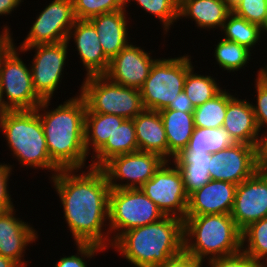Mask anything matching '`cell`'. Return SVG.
<instances>
[{
	"label": "cell",
	"mask_w": 267,
	"mask_h": 267,
	"mask_svg": "<svg viewBox=\"0 0 267 267\" xmlns=\"http://www.w3.org/2000/svg\"><path fill=\"white\" fill-rule=\"evenodd\" d=\"M220 31L224 34L223 39L245 46L251 52L255 46L260 45L259 43L262 45L261 38H263L264 29L257 24L248 22L232 11L227 16Z\"/></svg>",
	"instance_id": "27"
},
{
	"label": "cell",
	"mask_w": 267,
	"mask_h": 267,
	"mask_svg": "<svg viewBox=\"0 0 267 267\" xmlns=\"http://www.w3.org/2000/svg\"><path fill=\"white\" fill-rule=\"evenodd\" d=\"M81 83L78 91L85 100L86 113L133 119L145 109L139 89L115 84L104 75L83 78Z\"/></svg>",
	"instance_id": "6"
},
{
	"label": "cell",
	"mask_w": 267,
	"mask_h": 267,
	"mask_svg": "<svg viewBox=\"0 0 267 267\" xmlns=\"http://www.w3.org/2000/svg\"><path fill=\"white\" fill-rule=\"evenodd\" d=\"M23 2L24 0H0V16L11 15Z\"/></svg>",
	"instance_id": "46"
},
{
	"label": "cell",
	"mask_w": 267,
	"mask_h": 267,
	"mask_svg": "<svg viewBox=\"0 0 267 267\" xmlns=\"http://www.w3.org/2000/svg\"><path fill=\"white\" fill-rule=\"evenodd\" d=\"M224 1L231 10L240 2V0H224Z\"/></svg>",
	"instance_id": "50"
},
{
	"label": "cell",
	"mask_w": 267,
	"mask_h": 267,
	"mask_svg": "<svg viewBox=\"0 0 267 267\" xmlns=\"http://www.w3.org/2000/svg\"><path fill=\"white\" fill-rule=\"evenodd\" d=\"M217 41L213 55L215 63L227 73H235L240 69L245 70L247 64L249 65V61L252 62V59H254L251 57L253 56L252 53L254 54L255 52H251L245 46L223 38Z\"/></svg>",
	"instance_id": "29"
},
{
	"label": "cell",
	"mask_w": 267,
	"mask_h": 267,
	"mask_svg": "<svg viewBox=\"0 0 267 267\" xmlns=\"http://www.w3.org/2000/svg\"><path fill=\"white\" fill-rule=\"evenodd\" d=\"M155 267H201V263L183 250Z\"/></svg>",
	"instance_id": "42"
},
{
	"label": "cell",
	"mask_w": 267,
	"mask_h": 267,
	"mask_svg": "<svg viewBox=\"0 0 267 267\" xmlns=\"http://www.w3.org/2000/svg\"><path fill=\"white\" fill-rule=\"evenodd\" d=\"M159 113L167 136L168 161H172L174 156L188 146L195 128L194 115L171 109H163Z\"/></svg>",
	"instance_id": "24"
},
{
	"label": "cell",
	"mask_w": 267,
	"mask_h": 267,
	"mask_svg": "<svg viewBox=\"0 0 267 267\" xmlns=\"http://www.w3.org/2000/svg\"><path fill=\"white\" fill-rule=\"evenodd\" d=\"M111 248L131 267H155L184 250V220L165 216L155 223L129 229Z\"/></svg>",
	"instance_id": "3"
},
{
	"label": "cell",
	"mask_w": 267,
	"mask_h": 267,
	"mask_svg": "<svg viewBox=\"0 0 267 267\" xmlns=\"http://www.w3.org/2000/svg\"><path fill=\"white\" fill-rule=\"evenodd\" d=\"M254 82L255 92L257 94L254 95V98H256L257 101H255L256 104L251 102V105L255 114L258 129L260 133H262L267 130V80L256 77Z\"/></svg>",
	"instance_id": "38"
},
{
	"label": "cell",
	"mask_w": 267,
	"mask_h": 267,
	"mask_svg": "<svg viewBox=\"0 0 267 267\" xmlns=\"http://www.w3.org/2000/svg\"><path fill=\"white\" fill-rule=\"evenodd\" d=\"M71 40L86 71L85 78L105 75L110 59L104 54L94 25L89 20L76 19L66 41L70 43Z\"/></svg>",
	"instance_id": "18"
},
{
	"label": "cell",
	"mask_w": 267,
	"mask_h": 267,
	"mask_svg": "<svg viewBox=\"0 0 267 267\" xmlns=\"http://www.w3.org/2000/svg\"><path fill=\"white\" fill-rule=\"evenodd\" d=\"M69 43L63 41L54 44H39L21 49L23 54L34 50L35 54L29 63L33 87L42 100H52L54 93L62 83L64 69L68 64ZM65 67V68H64Z\"/></svg>",
	"instance_id": "10"
},
{
	"label": "cell",
	"mask_w": 267,
	"mask_h": 267,
	"mask_svg": "<svg viewBox=\"0 0 267 267\" xmlns=\"http://www.w3.org/2000/svg\"><path fill=\"white\" fill-rule=\"evenodd\" d=\"M13 169V165L0 162V212L11 210L15 207L8 185Z\"/></svg>",
	"instance_id": "40"
},
{
	"label": "cell",
	"mask_w": 267,
	"mask_h": 267,
	"mask_svg": "<svg viewBox=\"0 0 267 267\" xmlns=\"http://www.w3.org/2000/svg\"><path fill=\"white\" fill-rule=\"evenodd\" d=\"M49 180L74 243L97 244L108 250L110 185L104 171L94 167L60 170Z\"/></svg>",
	"instance_id": "1"
},
{
	"label": "cell",
	"mask_w": 267,
	"mask_h": 267,
	"mask_svg": "<svg viewBox=\"0 0 267 267\" xmlns=\"http://www.w3.org/2000/svg\"><path fill=\"white\" fill-rule=\"evenodd\" d=\"M51 100H43L35 109L39 114L51 161L60 170L84 169L88 156L85 149V113L87 106L77 92L63 104L49 108Z\"/></svg>",
	"instance_id": "2"
},
{
	"label": "cell",
	"mask_w": 267,
	"mask_h": 267,
	"mask_svg": "<svg viewBox=\"0 0 267 267\" xmlns=\"http://www.w3.org/2000/svg\"><path fill=\"white\" fill-rule=\"evenodd\" d=\"M127 12L125 8L89 19L97 31L104 54L110 60L131 42L129 34L131 25L128 24L131 17H127L129 14Z\"/></svg>",
	"instance_id": "20"
},
{
	"label": "cell",
	"mask_w": 267,
	"mask_h": 267,
	"mask_svg": "<svg viewBox=\"0 0 267 267\" xmlns=\"http://www.w3.org/2000/svg\"><path fill=\"white\" fill-rule=\"evenodd\" d=\"M164 217V213L140 188L110 189L108 223L110 248L123 232L155 223Z\"/></svg>",
	"instance_id": "8"
},
{
	"label": "cell",
	"mask_w": 267,
	"mask_h": 267,
	"mask_svg": "<svg viewBox=\"0 0 267 267\" xmlns=\"http://www.w3.org/2000/svg\"><path fill=\"white\" fill-rule=\"evenodd\" d=\"M205 262L208 264L204 265ZM260 267V265L244 251L235 254L216 257L201 263V267Z\"/></svg>",
	"instance_id": "39"
},
{
	"label": "cell",
	"mask_w": 267,
	"mask_h": 267,
	"mask_svg": "<svg viewBox=\"0 0 267 267\" xmlns=\"http://www.w3.org/2000/svg\"><path fill=\"white\" fill-rule=\"evenodd\" d=\"M165 161L158 154L138 150L111 158L101 169L110 189H135L150 180Z\"/></svg>",
	"instance_id": "12"
},
{
	"label": "cell",
	"mask_w": 267,
	"mask_h": 267,
	"mask_svg": "<svg viewBox=\"0 0 267 267\" xmlns=\"http://www.w3.org/2000/svg\"><path fill=\"white\" fill-rule=\"evenodd\" d=\"M0 31V62L3 57L15 46L14 37H12L13 32L11 33V28L4 25Z\"/></svg>",
	"instance_id": "43"
},
{
	"label": "cell",
	"mask_w": 267,
	"mask_h": 267,
	"mask_svg": "<svg viewBox=\"0 0 267 267\" xmlns=\"http://www.w3.org/2000/svg\"><path fill=\"white\" fill-rule=\"evenodd\" d=\"M139 151L155 153L168 161V143L158 111L144 109L133 118Z\"/></svg>",
	"instance_id": "22"
},
{
	"label": "cell",
	"mask_w": 267,
	"mask_h": 267,
	"mask_svg": "<svg viewBox=\"0 0 267 267\" xmlns=\"http://www.w3.org/2000/svg\"><path fill=\"white\" fill-rule=\"evenodd\" d=\"M126 8L136 4L139 8H142L145 13H149L159 19L158 22H161L163 28V35H168L167 33L170 30L174 23H177L178 19V7L179 0H125ZM132 1V3H131ZM136 2V3H135ZM131 4V5H130Z\"/></svg>",
	"instance_id": "33"
},
{
	"label": "cell",
	"mask_w": 267,
	"mask_h": 267,
	"mask_svg": "<svg viewBox=\"0 0 267 267\" xmlns=\"http://www.w3.org/2000/svg\"><path fill=\"white\" fill-rule=\"evenodd\" d=\"M140 189L165 216L185 219L189 195L186 193L182 174L173 162L165 161Z\"/></svg>",
	"instance_id": "11"
},
{
	"label": "cell",
	"mask_w": 267,
	"mask_h": 267,
	"mask_svg": "<svg viewBox=\"0 0 267 267\" xmlns=\"http://www.w3.org/2000/svg\"><path fill=\"white\" fill-rule=\"evenodd\" d=\"M16 207L0 212V254L16 262L20 267H27L25 253L30 244L38 241V232L31 223L16 215Z\"/></svg>",
	"instance_id": "17"
},
{
	"label": "cell",
	"mask_w": 267,
	"mask_h": 267,
	"mask_svg": "<svg viewBox=\"0 0 267 267\" xmlns=\"http://www.w3.org/2000/svg\"><path fill=\"white\" fill-rule=\"evenodd\" d=\"M124 120L125 118L113 114L85 113L84 133L87 155L92 157Z\"/></svg>",
	"instance_id": "26"
},
{
	"label": "cell",
	"mask_w": 267,
	"mask_h": 267,
	"mask_svg": "<svg viewBox=\"0 0 267 267\" xmlns=\"http://www.w3.org/2000/svg\"><path fill=\"white\" fill-rule=\"evenodd\" d=\"M0 132L18 164L26 169L47 170L52 178L60 169L51 161L39 114L36 110L10 111Z\"/></svg>",
	"instance_id": "5"
},
{
	"label": "cell",
	"mask_w": 267,
	"mask_h": 267,
	"mask_svg": "<svg viewBox=\"0 0 267 267\" xmlns=\"http://www.w3.org/2000/svg\"><path fill=\"white\" fill-rule=\"evenodd\" d=\"M180 170L186 193L190 195L202 188L210 179L208 168L194 167L191 164H175Z\"/></svg>",
	"instance_id": "37"
},
{
	"label": "cell",
	"mask_w": 267,
	"mask_h": 267,
	"mask_svg": "<svg viewBox=\"0 0 267 267\" xmlns=\"http://www.w3.org/2000/svg\"><path fill=\"white\" fill-rule=\"evenodd\" d=\"M231 11L224 0H179L178 19H191L201 30L219 31Z\"/></svg>",
	"instance_id": "23"
},
{
	"label": "cell",
	"mask_w": 267,
	"mask_h": 267,
	"mask_svg": "<svg viewBox=\"0 0 267 267\" xmlns=\"http://www.w3.org/2000/svg\"><path fill=\"white\" fill-rule=\"evenodd\" d=\"M222 127L235 143L258 147L261 133L249 99H239L237 95L228 102Z\"/></svg>",
	"instance_id": "21"
},
{
	"label": "cell",
	"mask_w": 267,
	"mask_h": 267,
	"mask_svg": "<svg viewBox=\"0 0 267 267\" xmlns=\"http://www.w3.org/2000/svg\"><path fill=\"white\" fill-rule=\"evenodd\" d=\"M257 152L260 168L267 169V130L261 133Z\"/></svg>",
	"instance_id": "45"
},
{
	"label": "cell",
	"mask_w": 267,
	"mask_h": 267,
	"mask_svg": "<svg viewBox=\"0 0 267 267\" xmlns=\"http://www.w3.org/2000/svg\"><path fill=\"white\" fill-rule=\"evenodd\" d=\"M75 20L72 0H53L36 15L27 36L17 48L66 41Z\"/></svg>",
	"instance_id": "13"
},
{
	"label": "cell",
	"mask_w": 267,
	"mask_h": 267,
	"mask_svg": "<svg viewBox=\"0 0 267 267\" xmlns=\"http://www.w3.org/2000/svg\"><path fill=\"white\" fill-rule=\"evenodd\" d=\"M241 230L231 214L186 216L184 250L200 263L242 250Z\"/></svg>",
	"instance_id": "4"
},
{
	"label": "cell",
	"mask_w": 267,
	"mask_h": 267,
	"mask_svg": "<svg viewBox=\"0 0 267 267\" xmlns=\"http://www.w3.org/2000/svg\"><path fill=\"white\" fill-rule=\"evenodd\" d=\"M171 110H180L181 112L194 113L195 107L191 100L187 97L186 93L182 91L177 95L176 99L166 108Z\"/></svg>",
	"instance_id": "44"
},
{
	"label": "cell",
	"mask_w": 267,
	"mask_h": 267,
	"mask_svg": "<svg viewBox=\"0 0 267 267\" xmlns=\"http://www.w3.org/2000/svg\"><path fill=\"white\" fill-rule=\"evenodd\" d=\"M11 110L4 104L2 95L0 93V128L1 125L3 123V121L5 120L7 114L10 112Z\"/></svg>",
	"instance_id": "47"
},
{
	"label": "cell",
	"mask_w": 267,
	"mask_h": 267,
	"mask_svg": "<svg viewBox=\"0 0 267 267\" xmlns=\"http://www.w3.org/2000/svg\"><path fill=\"white\" fill-rule=\"evenodd\" d=\"M235 142L223 128H194L186 152L213 154L233 145Z\"/></svg>",
	"instance_id": "30"
},
{
	"label": "cell",
	"mask_w": 267,
	"mask_h": 267,
	"mask_svg": "<svg viewBox=\"0 0 267 267\" xmlns=\"http://www.w3.org/2000/svg\"><path fill=\"white\" fill-rule=\"evenodd\" d=\"M242 251L260 266H267V217L249 224L241 232Z\"/></svg>",
	"instance_id": "32"
},
{
	"label": "cell",
	"mask_w": 267,
	"mask_h": 267,
	"mask_svg": "<svg viewBox=\"0 0 267 267\" xmlns=\"http://www.w3.org/2000/svg\"><path fill=\"white\" fill-rule=\"evenodd\" d=\"M236 187L229 182L210 180L189 195L186 216L231 214Z\"/></svg>",
	"instance_id": "19"
},
{
	"label": "cell",
	"mask_w": 267,
	"mask_h": 267,
	"mask_svg": "<svg viewBox=\"0 0 267 267\" xmlns=\"http://www.w3.org/2000/svg\"><path fill=\"white\" fill-rule=\"evenodd\" d=\"M209 164L211 180L239 185L260 168L257 146L234 143L224 150L211 154Z\"/></svg>",
	"instance_id": "14"
},
{
	"label": "cell",
	"mask_w": 267,
	"mask_h": 267,
	"mask_svg": "<svg viewBox=\"0 0 267 267\" xmlns=\"http://www.w3.org/2000/svg\"><path fill=\"white\" fill-rule=\"evenodd\" d=\"M266 32V33H265ZM264 37L262 38V39H265V36H266V38H267V30H264V35H263ZM265 48H267V47H265ZM267 59V58H266ZM265 66L264 67H260L259 68V70L257 71L258 73H257V77H260V78H262V79H265V80H267V63L266 64H264Z\"/></svg>",
	"instance_id": "49"
},
{
	"label": "cell",
	"mask_w": 267,
	"mask_h": 267,
	"mask_svg": "<svg viewBox=\"0 0 267 267\" xmlns=\"http://www.w3.org/2000/svg\"><path fill=\"white\" fill-rule=\"evenodd\" d=\"M211 154L205 152H186L181 150L171 162L174 164H191L194 167L209 168Z\"/></svg>",
	"instance_id": "41"
},
{
	"label": "cell",
	"mask_w": 267,
	"mask_h": 267,
	"mask_svg": "<svg viewBox=\"0 0 267 267\" xmlns=\"http://www.w3.org/2000/svg\"><path fill=\"white\" fill-rule=\"evenodd\" d=\"M222 89L216 96L194 109V126L197 128H220L223 125L228 102L235 96Z\"/></svg>",
	"instance_id": "28"
},
{
	"label": "cell",
	"mask_w": 267,
	"mask_h": 267,
	"mask_svg": "<svg viewBox=\"0 0 267 267\" xmlns=\"http://www.w3.org/2000/svg\"><path fill=\"white\" fill-rule=\"evenodd\" d=\"M193 66L186 75L184 84V92L191 100L194 107L203 105L208 100L216 96L223 88L222 84L219 85L217 78L211 75H201L194 72Z\"/></svg>",
	"instance_id": "31"
},
{
	"label": "cell",
	"mask_w": 267,
	"mask_h": 267,
	"mask_svg": "<svg viewBox=\"0 0 267 267\" xmlns=\"http://www.w3.org/2000/svg\"><path fill=\"white\" fill-rule=\"evenodd\" d=\"M20 52L15 45L0 62V93L11 111L35 110L43 100L34 90L30 66Z\"/></svg>",
	"instance_id": "9"
},
{
	"label": "cell",
	"mask_w": 267,
	"mask_h": 267,
	"mask_svg": "<svg viewBox=\"0 0 267 267\" xmlns=\"http://www.w3.org/2000/svg\"><path fill=\"white\" fill-rule=\"evenodd\" d=\"M232 12L267 30V0H240Z\"/></svg>",
	"instance_id": "35"
},
{
	"label": "cell",
	"mask_w": 267,
	"mask_h": 267,
	"mask_svg": "<svg viewBox=\"0 0 267 267\" xmlns=\"http://www.w3.org/2000/svg\"><path fill=\"white\" fill-rule=\"evenodd\" d=\"M0 267H20L13 260L6 258L0 254Z\"/></svg>",
	"instance_id": "48"
},
{
	"label": "cell",
	"mask_w": 267,
	"mask_h": 267,
	"mask_svg": "<svg viewBox=\"0 0 267 267\" xmlns=\"http://www.w3.org/2000/svg\"><path fill=\"white\" fill-rule=\"evenodd\" d=\"M189 54L175 58H158L148 78L140 89L145 109L161 111L166 109L177 95L184 90L188 71L194 62Z\"/></svg>",
	"instance_id": "7"
},
{
	"label": "cell",
	"mask_w": 267,
	"mask_h": 267,
	"mask_svg": "<svg viewBox=\"0 0 267 267\" xmlns=\"http://www.w3.org/2000/svg\"><path fill=\"white\" fill-rule=\"evenodd\" d=\"M75 18L89 20L90 18L111 13L126 8L125 0H72Z\"/></svg>",
	"instance_id": "34"
},
{
	"label": "cell",
	"mask_w": 267,
	"mask_h": 267,
	"mask_svg": "<svg viewBox=\"0 0 267 267\" xmlns=\"http://www.w3.org/2000/svg\"><path fill=\"white\" fill-rule=\"evenodd\" d=\"M133 119H125L106 143L91 157L90 165L101 168L111 158L138 151Z\"/></svg>",
	"instance_id": "25"
},
{
	"label": "cell",
	"mask_w": 267,
	"mask_h": 267,
	"mask_svg": "<svg viewBox=\"0 0 267 267\" xmlns=\"http://www.w3.org/2000/svg\"><path fill=\"white\" fill-rule=\"evenodd\" d=\"M76 245L77 253L61 257L55 262L53 267H88L87 260L94 259L98 252H104L102 246L91 243H74ZM93 257V258H92ZM86 258V259H85Z\"/></svg>",
	"instance_id": "36"
},
{
	"label": "cell",
	"mask_w": 267,
	"mask_h": 267,
	"mask_svg": "<svg viewBox=\"0 0 267 267\" xmlns=\"http://www.w3.org/2000/svg\"><path fill=\"white\" fill-rule=\"evenodd\" d=\"M231 217L242 231L267 217V169L259 168L236 187Z\"/></svg>",
	"instance_id": "15"
},
{
	"label": "cell",
	"mask_w": 267,
	"mask_h": 267,
	"mask_svg": "<svg viewBox=\"0 0 267 267\" xmlns=\"http://www.w3.org/2000/svg\"><path fill=\"white\" fill-rule=\"evenodd\" d=\"M152 52L130 42L110 60L109 68L104 76L118 85L141 89L148 78L153 63Z\"/></svg>",
	"instance_id": "16"
}]
</instances>
